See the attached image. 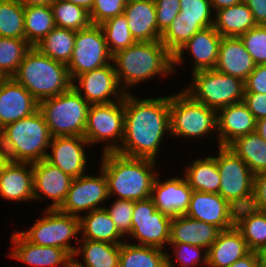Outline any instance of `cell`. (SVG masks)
<instances>
[{
    "mask_svg": "<svg viewBox=\"0 0 266 267\" xmlns=\"http://www.w3.org/2000/svg\"><path fill=\"white\" fill-rule=\"evenodd\" d=\"M170 132L174 138H194L217 132V111L194 100L184 90L169 95Z\"/></svg>",
    "mask_w": 266,
    "mask_h": 267,
    "instance_id": "7",
    "label": "cell"
},
{
    "mask_svg": "<svg viewBox=\"0 0 266 267\" xmlns=\"http://www.w3.org/2000/svg\"><path fill=\"white\" fill-rule=\"evenodd\" d=\"M72 87L90 105L119 101L125 95L118 83L113 62L76 76L72 80Z\"/></svg>",
    "mask_w": 266,
    "mask_h": 267,
    "instance_id": "16",
    "label": "cell"
},
{
    "mask_svg": "<svg viewBox=\"0 0 266 267\" xmlns=\"http://www.w3.org/2000/svg\"><path fill=\"white\" fill-rule=\"evenodd\" d=\"M135 201L116 199L111 207L105 206L118 231L126 237L132 229V213Z\"/></svg>",
    "mask_w": 266,
    "mask_h": 267,
    "instance_id": "45",
    "label": "cell"
},
{
    "mask_svg": "<svg viewBox=\"0 0 266 267\" xmlns=\"http://www.w3.org/2000/svg\"><path fill=\"white\" fill-rule=\"evenodd\" d=\"M235 227L242 233L250 251L266 245V213L251 206L235 210Z\"/></svg>",
    "mask_w": 266,
    "mask_h": 267,
    "instance_id": "33",
    "label": "cell"
},
{
    "mask_svg": "<svg viewBox=\"0 0 266 267\" xmlns=\"http://www.w3.org/2000/svg\"><path fill=\"white\" fill-rule=\"evenodd\" d=\"M222 36L215 30L214 26L204 28L190 38L178 51L173 55V70L175 66L181 65L184 61L183 53L192 54V71L191 73L214 69L219 53V45Z\"/></svg>",
    "mask_w": 266,
    "mask_h": 267,
    "instance_id": "19",
    "label": "cell"
},
{
    "mask_svg": "<svg viewBox=\"0 0 266 267\" xmlns=\"http://www.w3.org/2000/svg\"><path fill=\"white\" fill-rule=\"evenodd\" d=\"M38 101L60 95L72 87L68 67L31 47L12 77Z\"/></svg>",
    "mask_w": 266,
    "mask_h": 267,
    "instance_id": "4",
    "label": "cell"
},
{
    "mask_svg": "<svg viewBox=\"0 0 266 267\" xmlns=\"http://www.w3.org/2000/svg\"><path fill=\"white\" fill-rule=\"evenodd\" d=\"M180 8L179 15L161 35V43L172 55L196 32L214 24L210 0H180Z\"/></svg>",
    "mask_w": 266,
    "mask_h": 267,
    "instance_id": "12",
    "label": "cell"
},
{
    "mask_svg": "<svg viewBox=\"0 0 266 267\" xmlns=\"http://www.w3.org/2000/svg\"><path fill=\"white\" fill-rule=\"evenodd\" d=\"M24 7L51 5L54 0H18Z\"/></svg>",
    "mask_w": 266,
    "mask_h": 267,
    "instance_id": "54",
    "label": "cell"
},
{
    "mask_svg": "<svg viewBox=\"0 0 266 267\" xmlns=\"http://www.w3.org/2000/svg\"><path fill=\"white\" fill-rule=\"evenodd\" d=\"M243 0H210V3L212 5L213 8V12L215 13V11L226 8V7H231L234 6L240 2H242Z\"/></svg>",
    "mask_w": 266,
    "mask_h": 267,
    "instance_id": "53",
    "label": "cell"
},
{
    "mask_svg": "<svg viewBox=\"0 0 266 267\" xmlns=\"http://www.w3.org/2000/svg\"><path fill=\"white\" fill-rule=\"evenodd\" d=\"M192 192L185 176L167 178L161 182L157 174L151 198L157 210L168 216L176 217L187 212Z\"/></svg>",
    "mask_w": 266,
    "mask_h": 267,
    "instance_id": "23",
    "label": "cell"
},
{
    "mask_svg": "<svg viewBox=\"0 0 266 267\" xmlns=\"http://www.w3.org/2000/svg\"><path fill=\"white\" fill-rule=\"evenodd\" d=\"M255 65L240 37H222L215 70L244 82Z\"/></svg>",
    "mask_w": 266,
    "mask_h": 267,
    "instance_id": "27",
    "label": "cell"
},
{
    "mask_svg": "<svg viewBox=\"0 0 266 267\" xmlns=\"http://www.w3.org/2000/svg\"><path fill=\"white\" fill-rule=\"evenodd\" d=\"M108 199H110L108 182L100 168L98 176L85 173L80 177L73 178L66 199L59 210L80 218L82 215L80 212L88 213L104 208L105 206H102L101 203Z\"/></svg>",
    "mask_w": 266,
    "mask_h": 267,
    "instance_id": "15",
    "label": "cell"
},
{
    "mask_svg": "<svg viewBox=\"0 0 266 267\" xmlns=\"http://www.w3.org/2000/svg\"><path fill=\"white\" fill-rule=\"evenodd\" d=\"M220 232L219 228L211 224L192 219L185 214L178 215L172 217L170 222L169 243L196 245L208 251Z\"/></svg>",
    "mask_w": 266,
    "mask_h": 267,
    "instance_id": "28",
    "label": "cell"
},
{
    "mask_svg": "<svg viewBox=\"0 0 266 267\" xmlns=\"http://www.w3.org/2000/svg\"><path fill=\"white\" fill-rule=\"evenodd\" d=\"M251 207L257 211L266 213V171L254 175Z\"/></svg>",
    "mask_w": 266,
    "mask_h": 267,
    "instance_id": "49",
    "label": "cell"
},
{
    "mask_svg": "<svg viewBox=\"0 0 266 267\" xmlns=\"http://www.w3.org/2000/svg\"><path fill=\"white\" fill-rule=\"evenodd\" d=\"M253 13L257 25H266V0H243Z\"/></svg>",
    "mask_w": 266,
    "mask_h": 267,
    "instance_id": "51",
    "label": "cell"
},
{
    "mask_svg": "<svg viewBox=\"0 0 266 267\" xmlns=\"http://www.w3.org/2000/svg\"><path fill=\"white\" fill-rule=\"evenodd\" d=\"M220 174L219 194L235 209L251 206L254 174L248 165L227 146H217Z\"/></svg>",
    "mask_w": 266,
    "mask_h": 267,
    "instance_id": "9",
    "label": "cell"
},
{
    "mask_svg": "<svg viewBox=\"0 0 266 267\" xmlns=\"http://www.w3.org/2000/svg\"><path fill=\"white\" fill-rule=\"evenodd\" d=\"M229 267H259L256 251H250L247 255L238 259Z\"/></svg>",
    "mask_w": 266,
    "mask_h": 267,
    "instance_id": "52",
    "label": "cell"
},
{
    "mask_svg": "<svg viewBox=\"0 0 266 267\" xmlns=\"http://www.w3.org/2000/svg\"><path fill=\"white\" fill-rule=\"evenodd\" d=\"M51 8L56 27L79 31L92 24L89 11L79 5L64 0H54Z\"/></svg>",
    "mask_w": 266,
    "mask_h": 267,
    "instance_id": "39",
    "label": "cell"
},
{
    "mask_svg": "<svg viewBox=\"0 0 266 267\" xmlns=\"http://www.w3.org/2000/svg\"><path fill=\"white\" fill-rule=\"evenodd\" d=\"M227 147L248 165L254 175L266 171V141L257 132L240 136Z\"/></svg>",
    "mask_w": 266,
    "mask_h": 267,
    "instance_id": "35",
    "label": "cell"
},
{
    "mask_svg": "<svg viewBox=\"0 0 266 267\" xmlns=\"http://www.w3.org/2000/svg\"><path fill=\"white\" fill-rule=\"evenodd\" d=\"M24 8L18 0L0 2V37L25 39Z\"/></svg>",
    "mask_w": 266,
    "mask_h": 267,
    "instance_id": "41",
    "label": "cell"
},
{
    "mask_svg": "<svg viewBox=\"0 0 266 267\" xmlns=\"http://www.w3.org/2000/svg\"><path fill=\"white\" fill-rule=\"evenodd\" d=\"M90 104L73 88L39 102L51 137L84 136Z\"/></svg>",
    "mask_w": 266,
    "mask_h": 267,
    "instance_id": "6",
    "label": "cell"
},
{
    "mask_svg": "<svg viewBox=\"0 0 266 267\" xmlns=\"http://www.w3.org/2000/svg\"><path fill=\"white\" fill-rule=\"evenodd\" d=\"M0 197L10 201H33L32 163L9 161L0 171Z\"/></svg>",
    "mask_w": 266,
    "mask_h": 267,
    "instance_id": "26",
    "label": "cell"
},
{
    "mask_svg": "<svg viewBox=\"0 0 266 267\" xmlns=\"http://www.w3.org/2000/svg\"><path fill=\"white\" fill-rule=\"evenodd\" d=\"M243 102L256 120L266 117V94L256 92H244Z\"/></svg>",
    "mask_w": 266,
    "mask_h": 267,
    "instance_id": "50",
    "label": "cell"
},
{
    "mask_svg": "<svg viewBox=\"0 0 266 267\" xmlns=\"http://www.w3.org/2000/svg\"><path fill=\"white\" fill-rule=\"evenodd\" d=\"M39 110V102L13 78L0 84V130Z\"/></svg>",
    "mask_w": 266,
    "mask_h": 267,
    "instance_id": "21",
    "label": "cell"
},
{
    "mask_svg": "<svg viewBox=\"0 0 266 267\" xmlns=\"http://www.w3.org/2000/svg\"><path fill=\"white\" fill-rule=\"evenodd\" d=\"M9 162L8 156L6 153V149L4 148V145L2 143V140L0 138V171L3 169V167Z\"/></svg>",
    "mask_w": 266,
    "mask_h": 267,
    "instance_id": "58",
    "label": "cell"
},
{
    "mask_svg": "<svg viewBox=\"0 0 266 267\" xmlns=\"http://www.w3.org/2000/svg\"><path fill=\"white\" fill-rule=\"evenodd\" d=\"M43 211L44 216L39 218L30 229L20 233L33 244L64 249L72 257L76 246L71 245V240L76 237V242L79 243L80 218L59 209Z\"/></svg>",
    "mask_w": 266,
    "mask_h": 267,
    "instance_id": "10",
    "label": "cell"
},
{
    "mask_svg": "<svg viewBox=\"0 0 266 267\" xmlns=\"http://www.w3.org/2000/svg\"><path fill=\"white\" fill-rule=\"evenodd\" d=\"M32 170L34 200L47 197L52 203L46 209H59L66 199L73 178L46 159L32 163Z\"/></svg>",
    "mask_w": 266,
    "mask_h": 267,
    "instance_id": "17",
    "label": "cell"
},
{
    "mask_svg": "<svg viewBox=\"0 0 266 267\" xmlns=\"http://www.w3.org/2000/svg\"><path fill=\"white\" fill-rule=\"evenodd\" d=\"M189 87L184 91L208 108L219 109L244 100V82L215 69L192 73Z\"/></svg>",
    "mask_w": 266,
    "mask_h": 267,
    "instance_id": "8",
    "label": "cell"
},
{
    "mask_svg": "<svg viewBox=\"0 0 266 267\" xmlns=\"http://www.w3.org/2000/svg\"><path fill=\"white\" fill-rule=\"evenodd\" d=\"M124 112V135L116 152L156 161L162 138L170 132L169 96L138 98L125 93Z\"/></svg>",
    "mask_w": 266,
    "mask_h": 267,
    "instance_id": "1",
    "label": "cell"
},
{
    "mask_svg": "<svg viewBox=\"0 0 266 267\" xmlns=\"http://www.w3.org/2000/svg\"><path fill=\"white\" fill-rule=\"evenodd\" d=\"M235 210L219 193L193 191L185 215L223 231L235 226Z\"/></svg>",
    "mask_w": 266,
    "mask_h": 267,
    "instance_id": "18",
    "label": "cell"
},
{
    "mask_svg": "<svg viewBox=\"0 0 266 267\" xmlns=\"http://www.w3.org/2000/svg\"><path fill=\"white\" fill-rule=\"evenodd\" d=\"M0 138L9 161L35 163L46 159L52 137L38 110L27 118L6 125L0 130Z\"/></svg>",
    "mask_w": 266,
    "mask_h": 267,
    "instance_id": "5",
    "label": "cell"
},
{
    "mask_svg": "<svg viewBox=\"0 0 266 267\" xmlns=\"http://www.w3.org/2000/svg\"><path fill=\"white\" fill-rule=\"evenodd\" d=\"M259 267H266V245L256 251Z\"/></svg>",
    "mask_w": 266,
    "mask_h": 267,
    "instance_id": "57",
    "label": "cell"
},
{
    "mask_svg": "<svg viewBox=\"0 0 266 267\" xmlns=\"http://www.w3.org/2000/svg\"><path fill=\"white\" fill-rule=\"evenodd\" d=\"M78 244L72 256L75 267H119L120 244L89 239H79ZM80 255L83 262L77 259Z\"/></svg>",
    "mask_w": 266,
    "mask_h": 267,
    "instance_id": "30",
    "label": "cell"
},
{
    "mask_svg": "<svg viewBox=\"0 0 266 267\" xmlns=\"http://www.w3.org/2000/svg\"><path fill=\"white\" fill-rule=\"evenodd\" d=\"M64 1L84 7L89 12L91 11L94 4V0H64Z\"/></svg>",
    "mask_w": 266,
    "mask_h": 267,
    "instance_id": "56",
    "label": "cell"
},
{
    "mask_svg": "<svg viewBox=\"0 0 266 267\" xmlns=\"http://www.w3.org/2000/svg\"><path fill=\"white\" fill-rule=\"evenodd\" d=\"M186 168L184 176L193 191L219 193L220 174L214 156L197 158Z\"/></svg>",
    "mask_w": 266,
    "mask_h": 267,
    "instance_id": "34",
    "label": "cell"
},
{
    "mask_svg": "<svg viewBox=\"0 0 266 267\" xmlns=\"http://www.w3.org/2000/svg\"><path fill=\"white\" fill-rule=\"evenodd\" d=\"M240 39L256 65L266 64V25H257Z\"/></svg>",
    "mask_w": 266,
    "mask_h": 267,
    "instance_id": "44",
    "label": "cell"
},
{
    "mask_svg": "<svg viewBox=\"0 0 266 267\" xmlns=\"http://www.w3.org/2000/svg\"><path fill=\"white\" fill-rule=\"evenodd\" d=\"M101 169L108 182L109 198L132 201L151 197L157 174L156 161L146 158L127 157L117 152L102 154Z\"/></svg>",
    "mask_w": 266,
    "mask_h": 267,
    "instance_id": "2",
    "label": "cell"
},
{
    "mask_svg": "<svg viewBox=\"0 0 266 267\" xmlns=\"http://www.w3.org/2000/svg\"><path fill=\"white\" fill-rule=\"evenodd\" d=\"M12 252L9 256L33 267H70L72 257L61 248L39 246L28 241L19 231L11 236Z\"/></svg>",
    "mask_w": 266,
    "mask_h": 267,
    "instance_id": "22",
    "label": "cell"
},
{
    "mask_svg": "<svg viewBox=\"0 0 266 267\" xmlns=\"http://www.w3.org/2000/svg\"><path fill=\"white\" fill-rule=\"evenodd\" d=\"M118 83L125 93L137 83L174 73L173 55L161 41L136 42L112 55Z\"/></svg>",
    "mask_w": 266,
    "mask_h": 267,
    "instance_id": "3",
    "label": "cell"
},
{
    "mask_svg": "<svg viewBox=\"0 0 266 267\" xmlns=\"http://www.w3.org/2000/svg\"><path fill=\"white\" fill-rule=\"evenodd\" d=\"M24 21L25 40L32 47L56 27L51 5L25 7Z\"/></svg>",
    "mask_w": 266,
    "mask_h": 267,
    "instance_id": "38",
    "label": "cell"
},
{
    "mask_svg": "<svg viewBox=\"0 0 266 267\" xmlns=\"http://www.w3.org/2000/svg\"><path fill=\"white\" fill-rule=\"evenodd\" d=\"M124 118V97L111 103L90 105L84 137L90 146L97 142L106 143L102 154L116 152L122 144Z\"/></svg>",
    "mask_w": 266,
    "mask_h": 267,
    "instance_id": "11",
    "label": "cell"
},
{
    "mask_svg": "<svg viewBox=\"0 0 266 267\" xmlns=\"http://www.w3.org/2000/svg\"><path fill=\"white\" fill-rule=\"evenodd\" d=\"M76 31L55 27L35 47L45 56L68 64L75 46Z\"/></svg>",
    "mask_w": 266,
    "mask_h": 267,
    "instance_id": "37",
    "label": "cell"
},
{
    "mask_svg": "<svg viewBox=\"0 0 266 267\" xmlns=\"http://www.w3.org/2000/svg\"><path fill=\"white\" fill-rule=\"evenodd\" d=\"M256 132L261 136L263 140L266 141V117L257 120Z\"/></svg>",
    "mask_w": 266,
    "mask_h": 267,
    "instance_id": "55",
    "label": "cell"
},
{
    "mask_svg": "<svg viewBox=\"0 0 266 267\" xmlns=\"http://www.w3.org/2000/svg\"><path fill=\"white\" fill-rule=\"evenodd\" d=\"M162 250L123 242L120 244L119 267H167V253Z\"/></svg>",
    "mask_w": 266,
    "mask_h": 267,
    "instance_id": "36",
    "label": "cell"
},
{
    "mask_svg": "<svg viewBox=\"0 0 266 267\" xmlns=\"http://www.w3.org/2000/svg\"><path fill=\"white\" fill-rule=\"evenodd\" d=\"M249 252L242 233L234 226L221 231L210 246L207 267H229Z\"/></svg>",
    "mask_w": 266,
    "mask_h": 267,
    "instance_id": "29",
    "label": "cell"
},
{
    "mask_svg": "<svg viewBox=\"0 0 266 267\" xmlns=\"http://www.w3.org/2000/svg\"><path fill=\"white\" fill-rule=\"evenodd\" d=\"M170 247L173 249V254L175 259L179 263L178 267H198L201 265H208V251L204 250L200 246L190 245L185 243H169ZM204 253L202 254V251ZM202 261V262H201ZM171 255L167 253V267H175Z\"/></svg>",
    "mask_w": 266,
    "mask_h": 267,
    "instance_id": "43",
    "label": "cell"
},
{
    "mask_svg": "<svg viewBox=\"0 0 266 267\" xmlns=\"http://www.w3.org/2000/svg\"><path fill=\"white\" fill-rule=\"evenodd\" d=\"M158 32L162 35L180 13V0H154Z\"/></svg>",
    "mask_w": 266,
    "mask_h": 267,
    "instance_id": "47",
    "label": "cell"
},
{
    "mask_svg": "<svg viewBox=\"0 0 266 267\" xmlns=\"http://www.w3.org/2000/svg\"><path fill=\"white\" fill-rule=\"evenodd\" d=\"M112 62L100 25L76 31L75 46L67 64L71 80L76 76L101 68Z\"/></svg>",
    "mask_w": 266,
    "mask_h": 267,
    "instance_id": "13",
    "label": "cell"
},
{
    "mask_svg": "<svg viewBox=\"0 0 266 267\" xmlns=\"http://www.w3.org/2000/svg\"><path fill=\"white\" fill-rule=\"evenodd\" d=\"M257 120L242 101L217 111L218 146H228L240 136L256 132Z\"/></svg>",
    "mask_w": 266,
    "mask_h": 267,
    "instance_id": "24",
    "label": "cell"
},
{
    "mask_svg": "<svg viewBox=\"0 0 266 267\" xmlns=\"http://www.w3.org/2000/svg\"><path fill=\"white\" fill-rule=\"evenodd\" d=\"M214 14L213 26L222 37H240L257 26L253 13L244 1L217 10Z\"/></svg>",
    "mask_w": 266,
    "mask_h": 267,
    "instance_id": "31",
    "label": "cell"
},
{
    "mask_svg": "<svg viewBox=\"0 0 266 267\" xmlns=\"http://www.w3.org/2000/svg\"><path fill=\"white\" fill-rule=\"evenodd\" d=\"M123 14L136 42L161 41L154 0H128Z\"/></svg>",
    "mask_w": 266,
    "mask_h": 267,
    "instance_id": "25",
    "label": "cell"
},
{
    "mask_svg": "<svg viewBox=\"0 0 266 267\" xmlns=\"http://www.w3.org/2000/svg\"><path fill=\"white\" fill-rule=\"evenodd\" d=\"M171 219L157 210L151 197L135 201L129 235L139 242L136 245L164 249L170 240Z\"/></svg>",
    "mask_w": 266,
    "mask_h": 267,
    "instance_id": "14",
    "label": "cell"
},
{
    "mask_svg": "<svg viewBox=\"0 0 266 267\" xmlns=\"http://www.w3.org/2000/svg\"><path fill=\"white\" fill-rule=\"evenodd\" d=\"M32 46L25 39L0 37V71L12 78Z\"/></svg>",
    "mask_w": 266,
    "mask_h": 267,
    "instance_id": "42",
    "label": "cell"
},
{
    "mask_svg": "<svg viewBox=\"0 0 266 267\" xmlns=\"http://www.w3.org/2000/svg\"><path fill=\"white\" fill-rule=\"evenodd\" d=\"M6 79L3 73L0 71V84Z\"/></svg>",
    "mask_w": 266,
    "mask_h": 267,
    "instance_id": "59",
    "label": "cell"
},
{
    "mask_svg": "<svg viewBox=\"0 0 266 267\" xmlns=\"http://www.w3.org/2000/svg\"><path fill=\"white\" fill-rule=\"evenodd\" d=\"M90 145L84 136L52 137L46 160L72 178L84 175L87 164L85 147Z\"/></svg>",
    "mask_w": 266,
    "mask_h": 267,
    "instance_id": "20",
    "label": "cell"
},
{
    "mask_svg": "<svg viewBox=\"0 0 266 267\" xmlns=\"http://www.w3.org/2000/svg\"><path fill=\"white\" fill-rule=\"evenodd\" d=\"M80 239L122 244L123 235L118 231L108 211L95 209L80 216ZM122 238V239H121Z\"/></svg>",
    "mask_w": 266,
    "mask_h": 267,
    "instance_id": "32",
    "label": "cell"
},
{
    "mask_svg": "<svg viewBox=\"0 0 266 267\" xmlns=\"http://www.w3.org/2000/svg\"><path fill=\"white\" fill-rule=\"evenodd\" d=\"M244 92L266 94V64L255 65L254 70L244 81Z\"/></svg>",
    "mask_w": 266,
    "mask_h": 267,
    "instance_id": "48",
    "label": "cell"
},
{
    "mask_svg": "<svg viewBox=\"0 0 266 267\" xmlns=\"http://www.w3.org/2000/svg\"><path fill=\"white\" fill-rule=\"evenodd\" d=\"M128 0H94L89 12L91 23L100 25L106 20L122 15Z\"/></svg>",
    "mask_w": 266,
    "mask_h": 267,
    "instance_id": "46",
    "label": "cell"
},
{
    "mask_svg": "<svg viewBox=\"0 0 266 267\" xmlns=\"http://www.w3.org/2000/svg\"><path fill=\"white\" fill-rule=\"evenodd\" d=\"M100 27L111 55L136 43L124 14L106 20L100 24Z\"/></svg>",
    "mask_w": 266,
    "mask_h": 267,
    "instance_id": "40",
    "label": "cell"
}]
</instances>
